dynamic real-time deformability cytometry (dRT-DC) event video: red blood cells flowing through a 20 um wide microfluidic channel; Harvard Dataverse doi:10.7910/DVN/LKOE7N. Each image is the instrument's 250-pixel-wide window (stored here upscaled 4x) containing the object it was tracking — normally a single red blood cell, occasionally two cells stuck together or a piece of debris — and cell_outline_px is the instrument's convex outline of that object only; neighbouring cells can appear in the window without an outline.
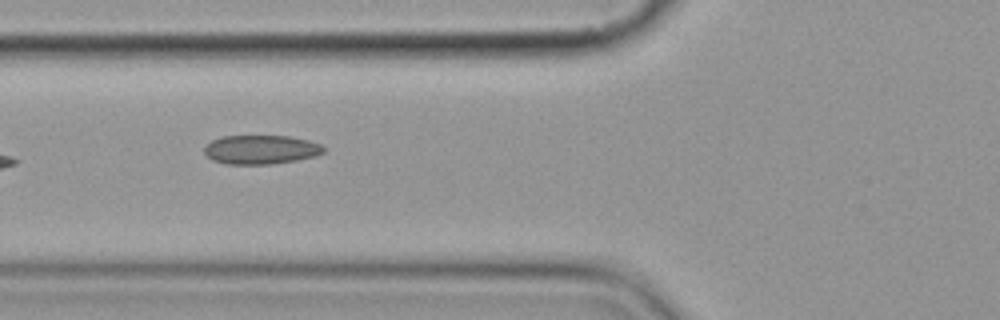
{"species": "common noctule bat (a hibernating species)", "species_latin": "Nyctalus noctula", "temperature_condition": "cold", "stored_images_in_passage": 13, "camera_frame_rate_fps": 3000, "um_per_image_px": 0.085, "animal": {"sex": "female", "body_mass_g": 19.9}, "frame": {"image": 1, "passage_image": 4, "time_ms": 4.333, "image_size_px": [1000, 320], "cell_outline_px": [[324, 152], [316, 156], [296, 160], [268, 164], [228, 164], [212, 160], [204, 152], [204, 148], [212, 140], [220, 136], [288, 136], [308, 140], [320, 144], [324, 148]], "centroid_in_image_um": [22.17, 12.71], "position_along_channel_um": 103.6, "area_um2": 20.06}}
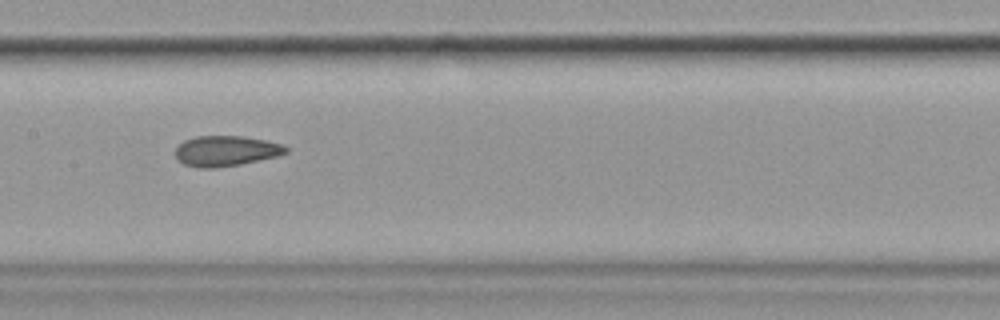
{"frame": {"image": 2, "passage_image": 6, "time_ms": 6.667, "image_size_px": [1000, 320], "cell_outline_px": [[288, 152], [276, 156], [240, 164], [212, 168], [204, 168], [184, 164], [176, 156], [176, 148], [184, 140], [196, 136], [244, 136], [264, 140], [280, 144], [288, 148]], "centroid_in_image_um": [19.2, 12.82], "position_along_channel_um": 188.2, "area_um2": 19.25}}
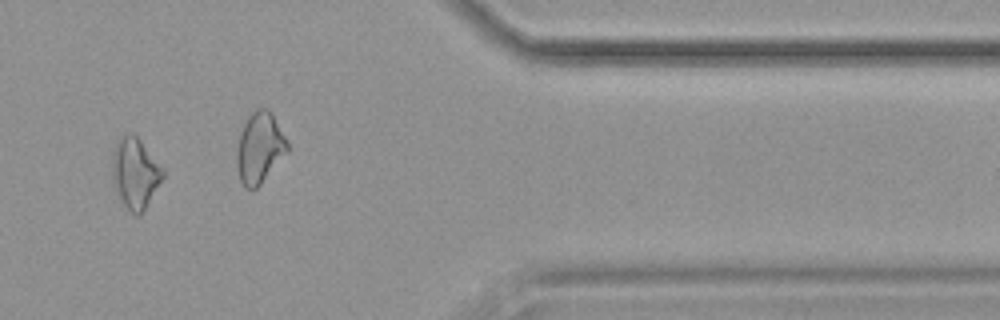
{"frame": {"image": 3, "passage_image": 11, "time_ms": 12.667, "image_size_px": [1000, 320], "cell_outline_px": [[164, 176], [144, 208], [136, 216], [124, 204], [120, 196], [112, 164], [116, 140], [124, 132], [132, 132], [140, 140], [164, 168]], "centroid_in_image_um": [11.52, 14.61], "position_along_channel_um": 399.9, "area_um2": 19.94}, "authors_computed_cell_mechanics": {"area_um2": 19.4786, "velocity_mm_per_s": 3.6245, "shape_relaxation_time_tau1_ms": null, "shape_relaxation_time_tau2_ms": 2.3229, "deformation_change_tau1": null, "deformation_change_tau2": 0.0611}}